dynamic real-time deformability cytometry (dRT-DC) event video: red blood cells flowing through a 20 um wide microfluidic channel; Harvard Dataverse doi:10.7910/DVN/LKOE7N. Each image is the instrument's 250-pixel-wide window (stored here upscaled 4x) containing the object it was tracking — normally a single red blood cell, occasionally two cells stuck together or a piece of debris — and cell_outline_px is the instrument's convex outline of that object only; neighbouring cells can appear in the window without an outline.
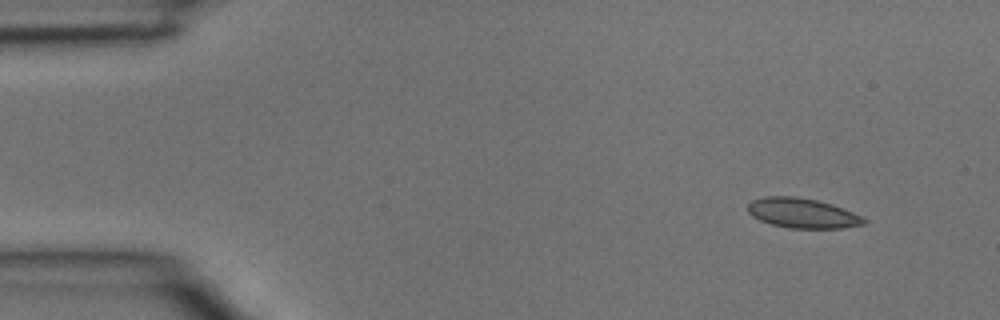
{"species": "common noctule bat (a hibernating species)", "species_latin": "Nyctalus noctula", "temperature_condition": "room temperature", "stored_images_in_passage": 3, "camera_frame_rate_fps": 3000, "um_per_image_px": 0.085, "animal": {"sex": "male", "body_mass_g": 15.6}, "frame": {"image": 1, "passage_image": 1, "time_ms": 0.0, "image_size_px": [1000, 320], "cell_outline_px": [[868, 220], [864, 224], [844, 228], [792, 228], [772, 224], [760, 220], [752, 216], [748, 212], [748, 204], [752, 200], [764, 196], [792, 196], [816, 200], [832, 204], [852, 212]], "centroid_in_image_um": [68.19, 18.11], "position_along_channel_um": 16.8, "area_um2": 20.06}}
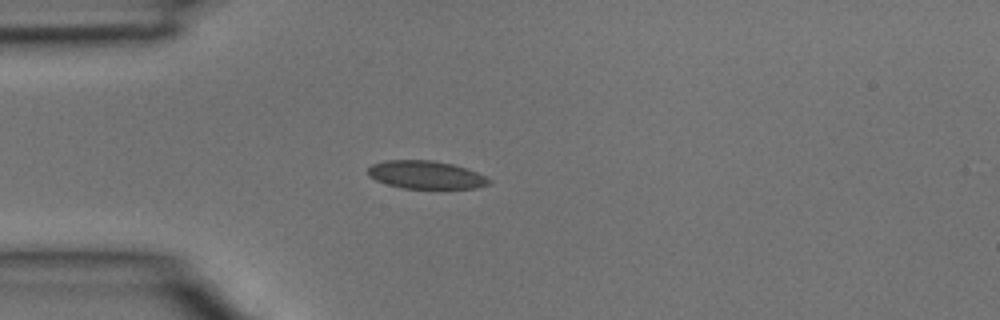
{"frame": {"image": 2, "passage_image": 3, "time_ms": 0.667, "image_size_px": [1000, 320], "cell_outline_px": [[492, 180], [488, 184], [476, 188], [404, 188], [388, 184], [376, 180], [368, 176], [368, 168], [372, 164], [384, 160], [432, 160], [452, 164], [476, 172]], "centroid_in_image_um": [36.17, 14.85], "position_along_channel_um": 48.8, "area_um2": 19.54}}